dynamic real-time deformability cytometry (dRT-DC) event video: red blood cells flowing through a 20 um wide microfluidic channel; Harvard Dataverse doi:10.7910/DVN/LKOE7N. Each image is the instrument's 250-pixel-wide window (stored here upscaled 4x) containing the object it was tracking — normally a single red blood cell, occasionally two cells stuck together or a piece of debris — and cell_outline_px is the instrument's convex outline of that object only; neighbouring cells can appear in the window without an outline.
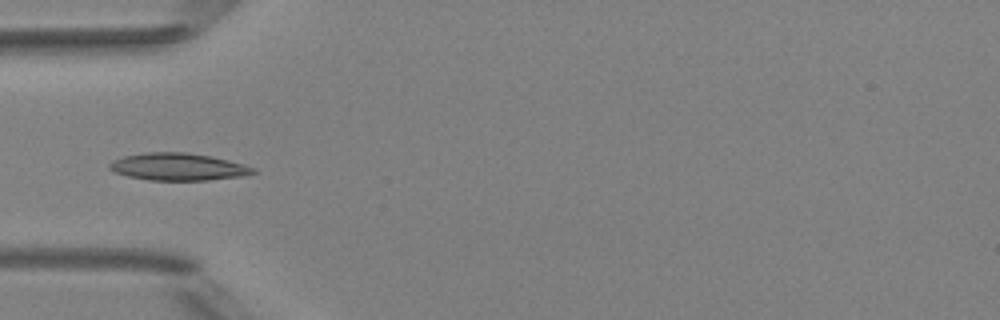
{"species": "Egyptian fruit bat (a non-hibernating species)", "species_latin": "Rousettus aegyptiacus", "temperature_condition": "room temperature", "stored_images_in_passage": 4, "camera_frame_rate_fps": 3000, "um_per_image_px": 0.085, "animal": {"sex": "female"}, "frame": {"image": 1, "passage_image": 4, "time_ms": 4.333, "image_size_px": [1000, 320], "cell_outline_px": [[256, 172], [244, 176], [208, 180], [148, 180], [128, 176], [116, 172], [108, 168], [108, 164], [112, 160], [124, 156], [144, 152], [184, 152], [212, 156], [244, 164], [256, 168]], "centroid_in_image_um": [15.14, 14.17], "position_along_channel_um": 69.9, "area_um2": 22.95}}